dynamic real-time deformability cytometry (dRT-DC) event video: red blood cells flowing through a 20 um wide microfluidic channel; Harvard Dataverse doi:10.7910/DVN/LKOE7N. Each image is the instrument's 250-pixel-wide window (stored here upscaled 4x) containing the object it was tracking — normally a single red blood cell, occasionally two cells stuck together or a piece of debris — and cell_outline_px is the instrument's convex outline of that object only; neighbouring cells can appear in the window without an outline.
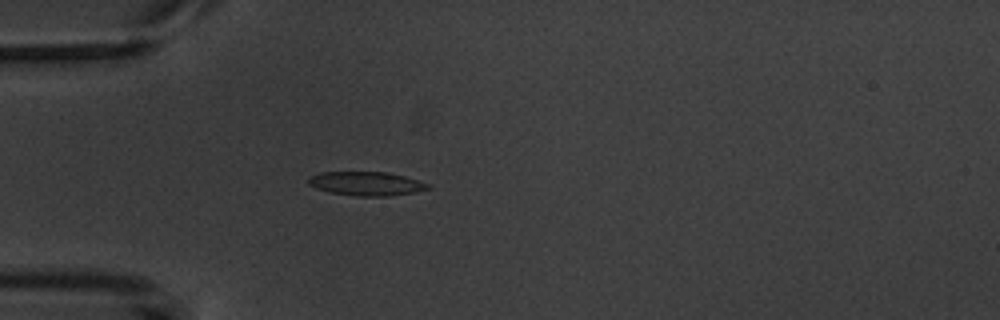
{"species": "common noctule bat (a hibernating species)", "species_latin": "Nyctalus noctula", "temperature_condition": "warm", "stored_images_in_passage": 3, "camera_frame_rate_fps": 3000, "um_per_image_px": 0.085, "animal": {"sex": "male", "body_mass_g": 20.1, "forearm_length_mm": 53.5}, "frame": {"image": 1, "passage_image": 3, "time_ms": 2.333, "image_size_px": [1000, 320], "cell_outline_px": [[432, 188], [416, 192], [388, 196], [356, 196], [332, 192], [316, 188], [308, 184], [308, 176], [320, 172], [384, 172], [404, 176], [428, 184]], "centroid_in_image_um": [31.12, 15.61], "position_along_channel_um": 53.9, "area_um2": 16.53}}